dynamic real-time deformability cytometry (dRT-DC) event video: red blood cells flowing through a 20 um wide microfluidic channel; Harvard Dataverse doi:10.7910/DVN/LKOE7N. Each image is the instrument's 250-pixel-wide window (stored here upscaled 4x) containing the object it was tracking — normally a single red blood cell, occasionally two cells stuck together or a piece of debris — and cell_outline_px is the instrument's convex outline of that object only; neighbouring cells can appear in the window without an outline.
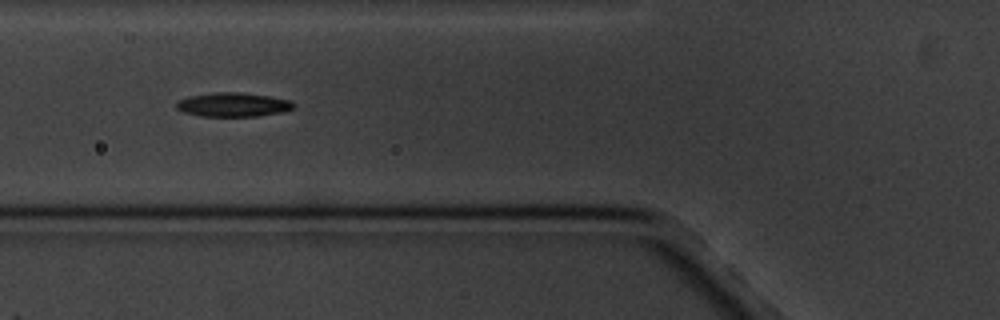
{"species": "common noctule bat (a hibernating species)", "species_latin": "Nyctalus noctula", "temperature_condition": "cold", "stored_images_in_passage": 5, "camera_frame_rate_fps": 3000, "um_per_image_px": 0.085, "animal": {"sex": "male", "body_mass_g": 20.1, "forearm_length_mm": 53.5}, "frame": {"image": 1, "passage_image": 4, "time_ms": 3.667, "image_size_px": [1000, 320], "cell_outline_px": [[296, 104], [292, 108], [280, 112], [256, 116], [204, 116], [184, 112], [176, 108], [176, 104], [180, 100], [192, 96], [212, 92], [240, 92], [268, 96], [292, 100]], "centroid_in_image_um": [19.84, 8.89], "position_along_channel_um": 106.0, "area_um2": 16.18}}
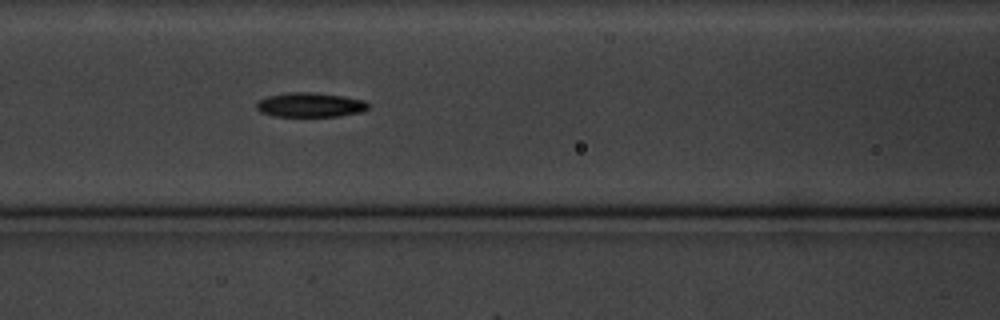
{"frame": {"image": 2, "passage_image": 5, "time_ms": 4.667, "image_size_px": [1000, 320], "cell_outline_px": [[368, 108], [360, 112], [336, 116], [276, 116], [260, 112], [256, 108], [256, 104], [260, 100], [268, 96], [288, 92], [316, 92], [344, 96], [364, 100], [368, 104]], "centroid_in_image_um": [26.35, 8.9], "position_along_channel_um": 140.2, "area_um2": 15.84}}